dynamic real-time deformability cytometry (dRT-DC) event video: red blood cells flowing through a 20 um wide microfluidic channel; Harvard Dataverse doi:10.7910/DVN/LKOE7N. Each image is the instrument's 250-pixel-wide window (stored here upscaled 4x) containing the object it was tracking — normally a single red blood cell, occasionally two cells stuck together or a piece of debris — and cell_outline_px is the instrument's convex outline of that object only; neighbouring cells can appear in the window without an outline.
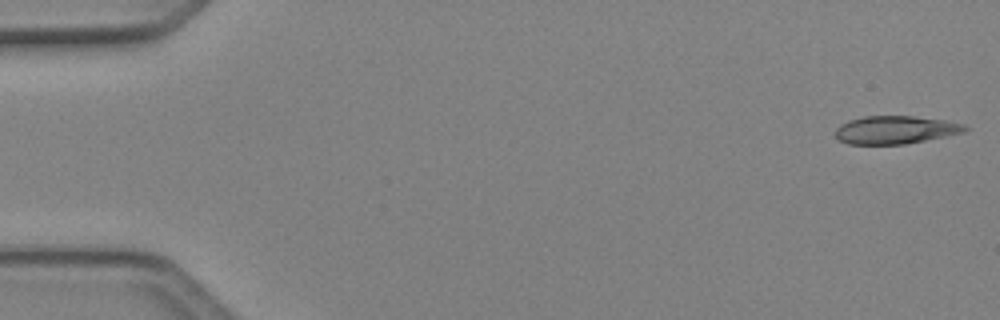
{"species": "Egyptian fruit bat (a non-hibernating species)", "species_latin": "Rousettus aegyptiacus", "temperature_condition": "cold", "stored_images_in_passage": 4, "camera_frame_rate_fps": 3000, "um_per_image_px": 0.085, "animal": {"sex": "female"}, "frame": {"image": 1, "passage_image": 1, "time_ms": 0.0, "image_size_px": [1000, 320], "cell_outline_px": [[968, 128], [964, 132], [904, 144], [848, 144], [840, 140], [836, 136], [836, 128], [840, 124], [848, 120], [864, 116], [912, 116], [944, 120], [964, 124]], "centroid_in_image_um": [76.08, 11.03], "position_along_channel_um": 8.9, "area_um2": 20.92}}